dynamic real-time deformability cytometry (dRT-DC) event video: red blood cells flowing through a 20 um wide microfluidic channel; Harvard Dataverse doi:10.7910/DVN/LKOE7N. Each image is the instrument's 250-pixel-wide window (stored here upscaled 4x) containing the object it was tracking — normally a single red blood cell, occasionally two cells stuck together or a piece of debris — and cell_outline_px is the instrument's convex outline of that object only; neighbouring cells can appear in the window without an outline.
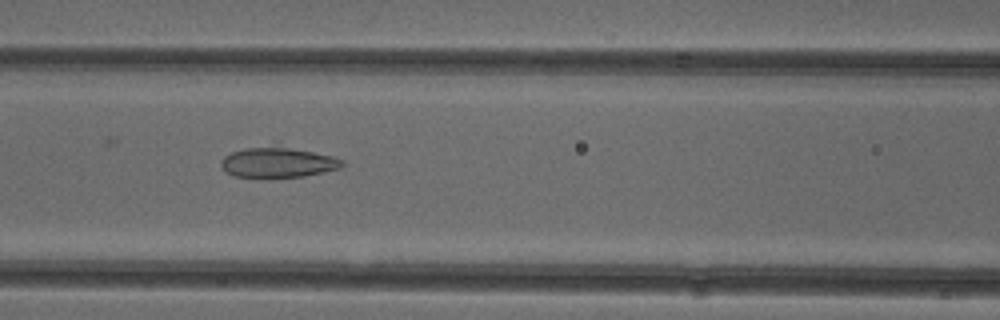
{"species": "common noctule bat (a hibernating species)", "species_latin": "Nyctalus noctula", "temperature_condition": "cold", "stored_images_in_passage": 28, "camera_frame_rate_fps": 3000, "um_per_image_px": 0.085, "animal": {"sex": "female"}, "frame": {"image": 1, "passage_image": 15, "time_ms": 4.667, "image_size_px": [1000, 320], "cell_outline_px": [[344, 164], [340, 168], [304, 176], [236, 176], [224, 172], [220, 164], [220, 160], [224, 156], [232, 152], [244, 148], [288, 148], [312, 152], [332, 156], [344, 160]], "centroid_in_image_um": [23.6, 13.82], "position_along_channel_um": 143.0, "area_um2": 20.46}}
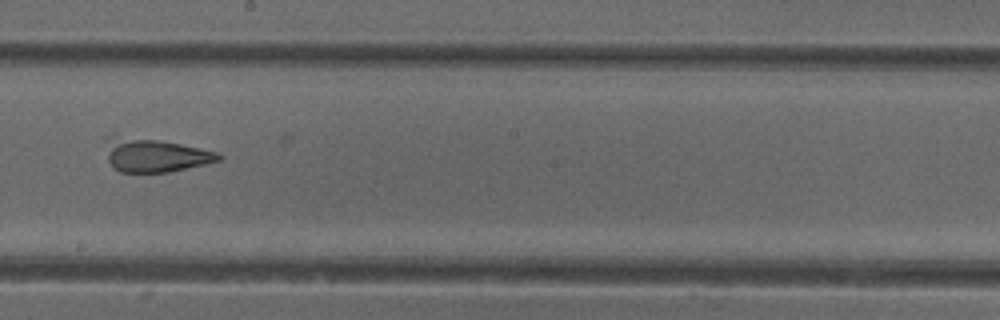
{"frame": {"image": 2, "passage_image": 22, "time_ms": 7.0, "image_size_px": [1000, 320], "cell_outline_px": [[224, 160], [208, 164], [168, 172], [120, 172], [108, 160], [104, 136], [112, 136], [160, 140], [220, 152], [224, 156]], "centroid_in_image_um": [13.23, 13.19], "position_along_channel_um": 235.0, "area_um2": 22.14}}
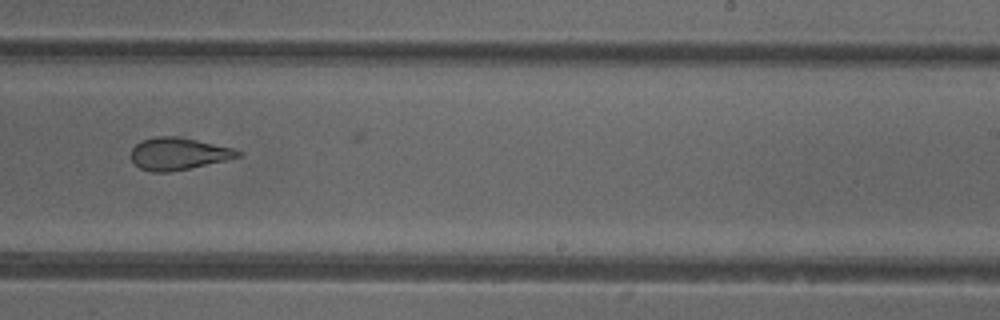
{"frame": {"image": 3, "passage_image": 25, "time_ms": 8.0, "image_size_px": [1000, 320], "cell_outline_px": [[240, 156], [224, 160], [188, 168], [168, 172], [152, 172], [140, 168], [132, 160], [132, 148], [140, 140], [156, 136], [180, 136], [232, 148], [240, 152]], "centroid_in_image_um": [15.11, 13.05], "position_along_channel_um": 273.9, "area_um2": 19.71}}